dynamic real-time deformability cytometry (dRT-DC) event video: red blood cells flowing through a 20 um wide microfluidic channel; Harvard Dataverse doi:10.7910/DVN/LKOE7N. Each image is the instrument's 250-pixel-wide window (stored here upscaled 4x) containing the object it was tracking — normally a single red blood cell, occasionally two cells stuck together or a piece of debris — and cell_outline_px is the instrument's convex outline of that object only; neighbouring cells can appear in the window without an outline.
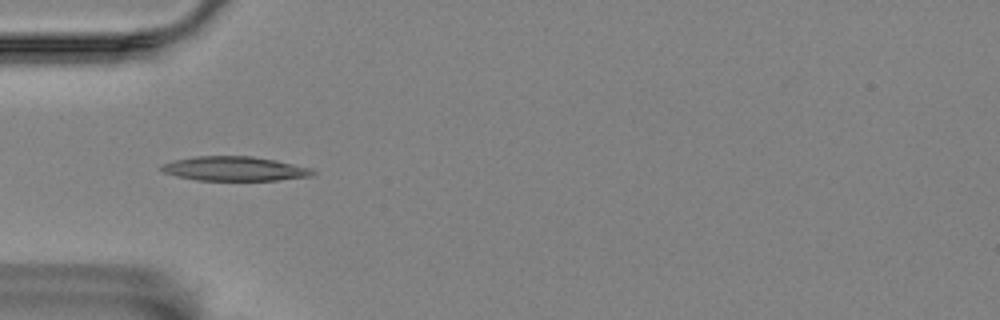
{"species": "Egyptian fruit bat (a non-hibernating species)", "species_latin": "Rousettus aegyptiacus", "temperature_condition": "room temperature", "stored_images_in_passage": 6, "camera_frame_rate_fps": 3000, "um_per_image_px": 0.085, "animal": {"sex": "female"}, "frame": {"image": 1, "passage_image": 5, "time_ms": 4.667, "image_size_px": [1000, 320], "cell_outline_px": [[316, 172], [312, 176], [276, 180], [196, 180], [176, 176], [164, 172], [160, 168], [164, 164], [176, 160], [196, 156], [252, 156], [276, 160], [312, 168]], "centroid_in_image_um": [19.98, 14.34], "position_along_channel_um": 65.0, "area_um2": 21.33}}
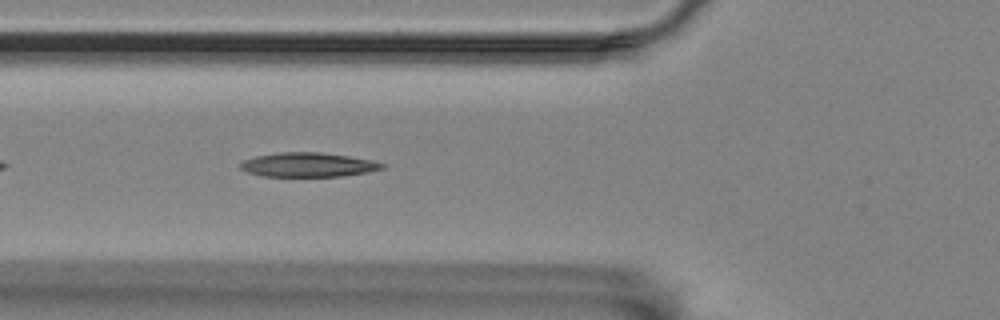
{"frame": {"image": 2, "passage_image": 6, "time_ms": 5.667, "image_size_px": [1000, 320], "cell_outline_px": [[388, 164], [384, 168], [368, 172], [340, 176], [264, 176], [248, 172], [240, 168], [240, 164], [244, 160], [256, 156], [280, 152], [320, 152], [348, 156], [372, 160]], "centroid_in_image_um": [26.23, 14.0], "position_along_channel_um": 99.6, "area_um2": 19.94}}